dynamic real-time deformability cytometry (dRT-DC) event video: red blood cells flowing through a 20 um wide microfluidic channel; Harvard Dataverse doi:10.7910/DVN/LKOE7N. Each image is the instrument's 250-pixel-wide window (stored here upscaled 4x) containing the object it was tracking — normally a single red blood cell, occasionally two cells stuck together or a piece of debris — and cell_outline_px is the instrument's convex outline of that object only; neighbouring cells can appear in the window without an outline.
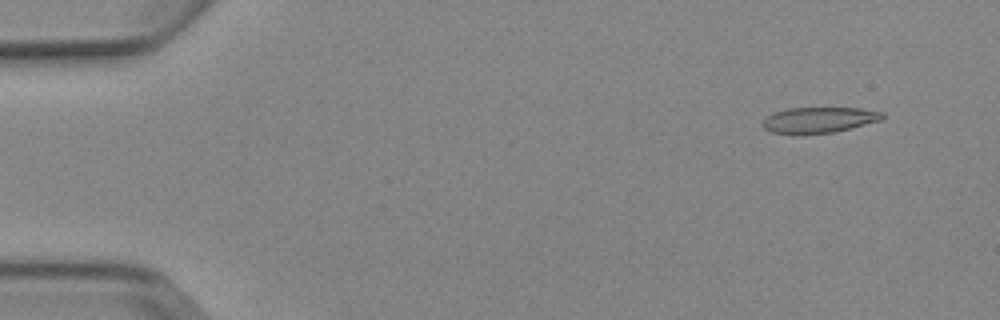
{"species": "Egyptian fruit bat (a non-hibernating species)", "species_latin": "Rousettus aegyptiacus", "temperature_condition": "cold", "stored_images_in_passage": 5, "camera_frame_rate_fps": 3000, "um_per_image_px": 0.085, "animal": {"sex": "female"}, "frame": {"image": 1, "passage_image": 2, "time_ms": 1.0, "image_size_px": [1000, 320], "cell_outline_px": [[884, 116], [880, 120], [832, 132], [772, 132], [764, 128], [760, 124], [768, 116], [776, 112], [788, 108], [860, 108], [884, 112]], "centroid_in_image_um": [69.63, 10.16], "position_along_channel_um": 15.4, "area_um2": 17.17}}
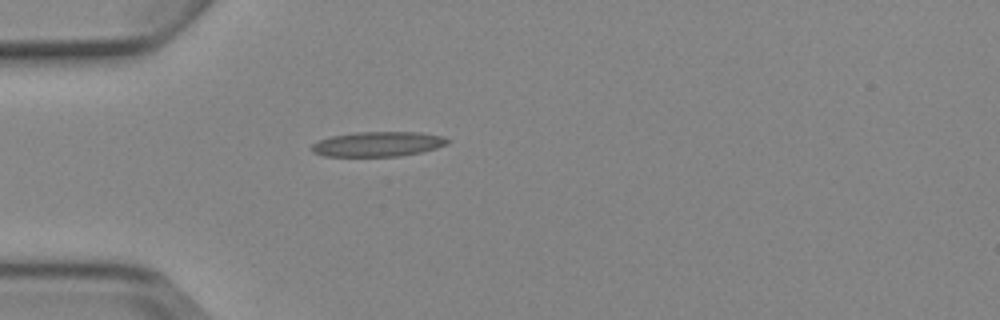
{"frame": {"image": 2, "passage_image": 5, "time_ms": 4.667, "image_size_px": [1000, 320], "cell_outline_px": [[452, 140], [448, 144], [436, 148], [420, 152], [400, 156], [324, 156], [312, 152], [312, 144], [320, 140], [332, 136], [356, 132], [420, 132], [440, 136]], "centroid_in_image_um": [32.14, 12.24], "position_along_channel_um": 52.9, "area_um2": 19.59}}